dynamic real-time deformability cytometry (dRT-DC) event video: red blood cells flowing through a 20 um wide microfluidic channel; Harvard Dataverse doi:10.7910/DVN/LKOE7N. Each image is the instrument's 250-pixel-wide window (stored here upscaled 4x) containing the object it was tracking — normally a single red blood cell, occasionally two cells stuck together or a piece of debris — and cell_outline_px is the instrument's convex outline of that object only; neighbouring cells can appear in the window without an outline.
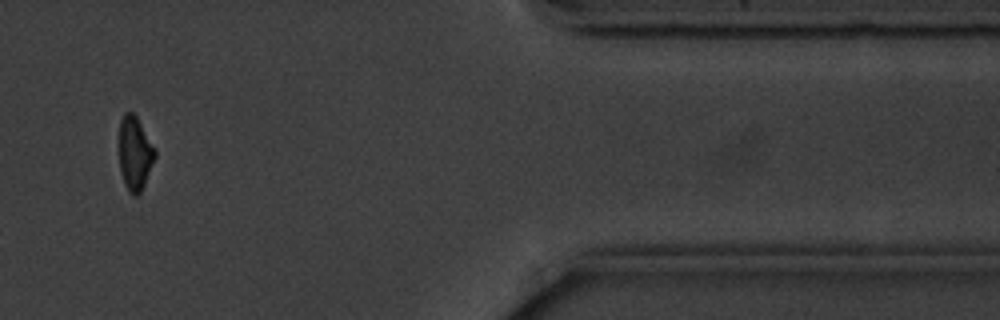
{"species": "common noctule bat (a hibernating species)", "species_latin": "Nyctalus noctula", "temperature_condition": "cold", "stored_images_in_passage": 13, "camera_frame_rate_fps": 3000, "um_per_image_px": 0.085, "animal": {"sex": "male", "body_mass_g": 20.1, "forearm_length_mm": 53.5}, "frame": {"image": 1, "passage_image": 11, "time_ms": 12.667, "image_size_px": [1000, 320], "cell_outline_px": [[156, 156], [144, 184], [140, 192], [136, 196], [132, 196], [128, 192], [124, 184], [120, 172], [120, 120], [124, 112], [132, 112], [136, 116], [156, 148]], "centroid_in_image_um": [11.47, 13.04], "position_along_channel_um": 399.9, "area_um2": 15.43}, "authors_computed_cell_mechanics": {"area_um2": 16.5886, "velocity_mm_per_s": 3.5519, "shape_relaxation_time_tau1_ms": 1.42, "shape_relaxation_time_tau2_ms": null, "deformation_change_tau1": 0.0741, "deformation_change_tau2": null}}